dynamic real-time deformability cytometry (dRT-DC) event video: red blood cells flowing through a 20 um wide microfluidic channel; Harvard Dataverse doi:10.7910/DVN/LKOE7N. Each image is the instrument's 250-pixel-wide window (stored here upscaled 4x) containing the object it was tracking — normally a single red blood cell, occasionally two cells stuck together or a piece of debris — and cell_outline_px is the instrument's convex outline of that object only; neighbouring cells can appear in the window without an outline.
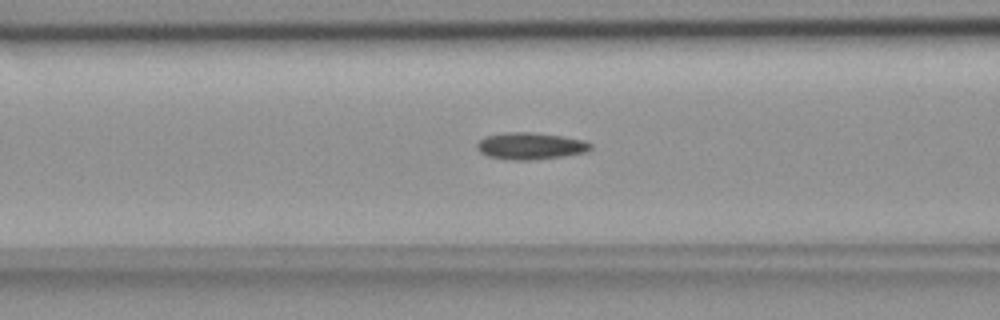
{"species": "common noctule bat (a hibernating species)", "species_latin": "Nyctalus noctula", "temperature_condition": "room temperature", "stored_images_in_passage": 54, "camera_frame_rate_fps": 3000, "um_per_image_px": 0.085, "animal": {"sex": "female", "body_mass_g": 18.4}, "frame": {"image": 1, "passage_image": 21, "time_ms": 6.667, "image_size_px": [1000, 320], "cell_outline_px": [[592, 148], [584, 152], [560, 156], [532, 160], [516, 160], [488, 156], [480, 152], [476, 148], [476, 144], [484, 136], [504, 132], [532, 132], [564, 136], [584, 140], [592, 144]], "centroid_in_image_um": [45.06, 12.39], "position_along_channel_um": 121.5, "area_um2": 17.74}}
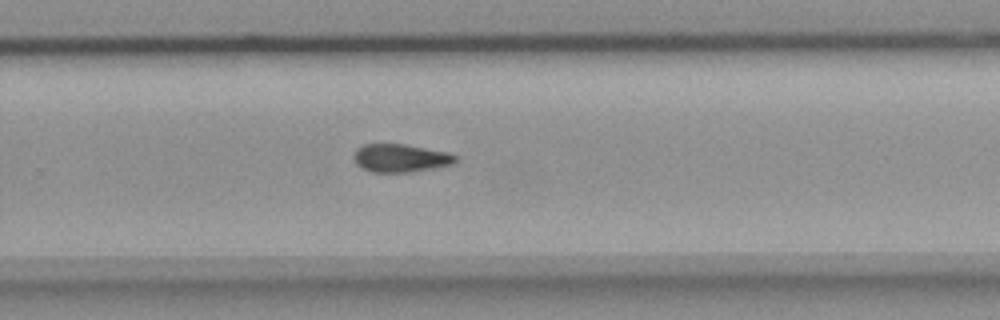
{"frame": {"image": 2, "passage_image": 35, "time_ms": 11.333, "image_size_px": [1000, 320], "cell_outline_px": [[456, 164], [408, 172], [372, 172], [356, 164], [352, 156], [356, 148], [364, 144], [404, 144], [448, 152], [456, 156]], "centroid_in_image_um": [34.03, 13.43], "position_along_channel_um": 295.8, "area_um2": 16.65}}
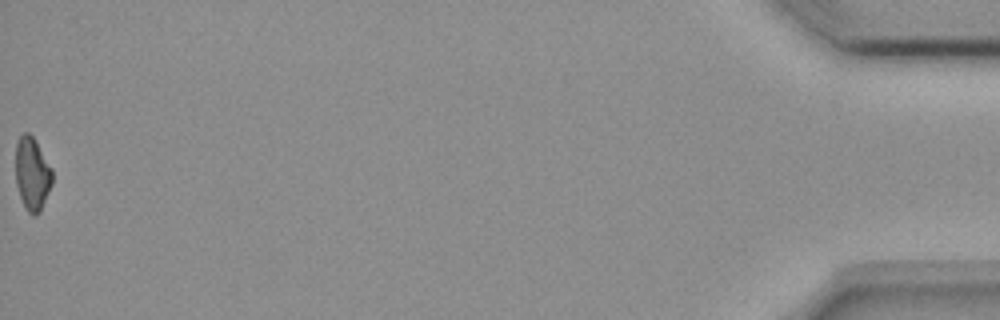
{"frame": {"image": 3, "passage_image": 54, "time_ms": 17.667, "image_size_px": [1000, 320], "cell_outline_px": [[52, 184], [40, 212], [36, 216], [32, 216], [24, 208], [16, 184], [16, 140], [24, 132], [28, 132], [32, 136], [52, 168]], "centroid_in_image_um": [2.73, 14.8], "position_along_channel_um": 432.5, "area_um2": 15.66}, "authors_computed_cell_mechanics": {"area_um2": 16.7909, "velocity_mm_per_s": 3.7399, "shape_relaxation_time_tau1_ms": 8.0702, "shape_relaxation_time_tau2_ms": null, "deformation_change_tau1": 0.1509, "deformation_change_tau2": null}}